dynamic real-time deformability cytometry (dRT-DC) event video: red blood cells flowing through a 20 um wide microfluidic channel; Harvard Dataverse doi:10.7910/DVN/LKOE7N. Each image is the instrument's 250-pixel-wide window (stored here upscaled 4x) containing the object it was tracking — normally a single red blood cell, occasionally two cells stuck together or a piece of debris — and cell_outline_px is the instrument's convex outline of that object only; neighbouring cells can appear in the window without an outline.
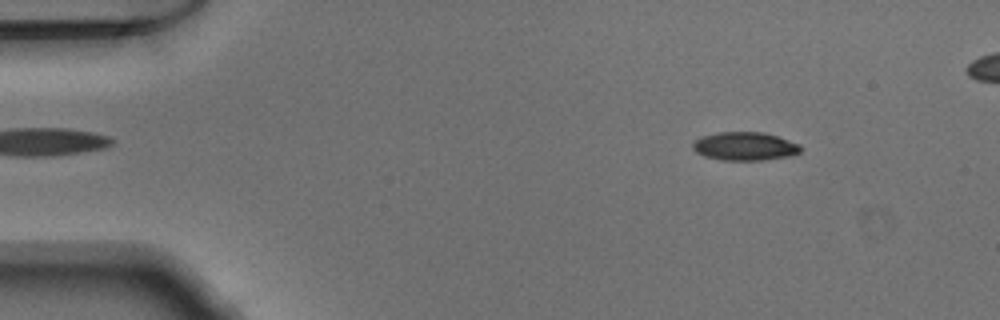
{"species": "Egyptian fruit bat (a non-hibernating species)", "species_latin": "Rousettus aegyptiacus", "temperature_condition": "warm", "stored_images_in_passage": 48, "camera_frame_rate_fps": 3000, "um_per_image_px": 0.085, "animal": {"sex": "male"}, "frame": {"image": 1, "passage_image": 6, "time_ms": 1.667, "image_size_px": [1000, 320], "cell_outline_px": [[800, 152], [792, 156], [764, 160], [724, 160], [704, 156], [696, 152], [692, 148], [692, 144], [696, 140], [704, 136], [720, 132], [764, 132], [800, 144]], "centroid_in_image_um": [63.33, 12.44], "position_along_channel_um": 21.7, "area_um2": 17.74}}
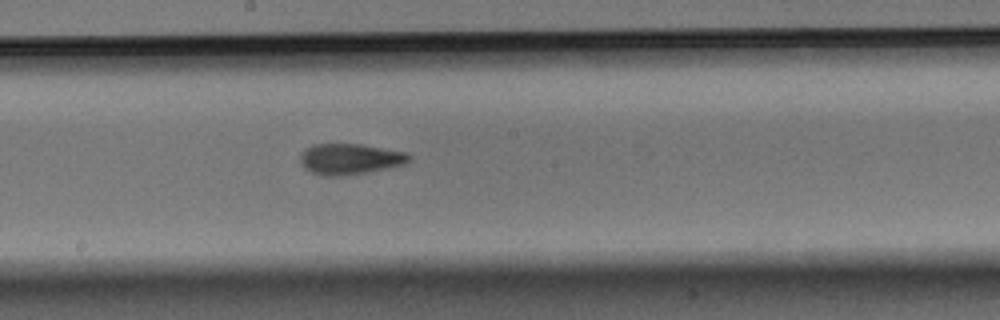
{"frame": {"image": 2, "passage_image": 27, "time_ms": 8.667, "image_size_px": [1000, 320], "cell_outline_px": [[412, 156], [404, 164], [388, 168], [368, 172], [340, 176], [324, 176], [312, 172], [304, 168], [300, 160], [300, 156], [304, 148], [312, 144], [360, 144], [404, 152]], "centroid_in_image_um": [29.7, 13.51], "position_along_channel_um": 218.5, "area_um2": 19.48}}
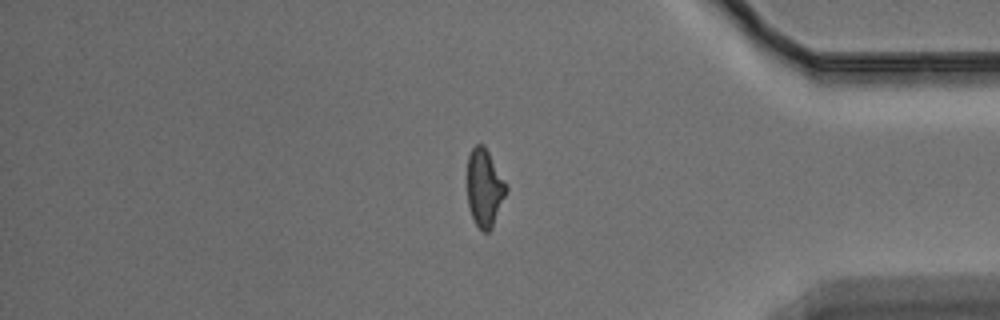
{"frame": {"image": 3, "passage_image": 42, "time_ms": 13.667, "image_size_px": [1000, 320], "cell_outline_px": [[508, 188], [492, 228], [488, 232], [484, 232], [476, 224], [472, 216], [468, 204], [468, 156], [472, 148], [476, 144], [484, 144], [508, 184]], "centroid_in_image_um": [41.2, 15.94], "position_along_channel_um": 394.0, "area_um2": 17.63}}